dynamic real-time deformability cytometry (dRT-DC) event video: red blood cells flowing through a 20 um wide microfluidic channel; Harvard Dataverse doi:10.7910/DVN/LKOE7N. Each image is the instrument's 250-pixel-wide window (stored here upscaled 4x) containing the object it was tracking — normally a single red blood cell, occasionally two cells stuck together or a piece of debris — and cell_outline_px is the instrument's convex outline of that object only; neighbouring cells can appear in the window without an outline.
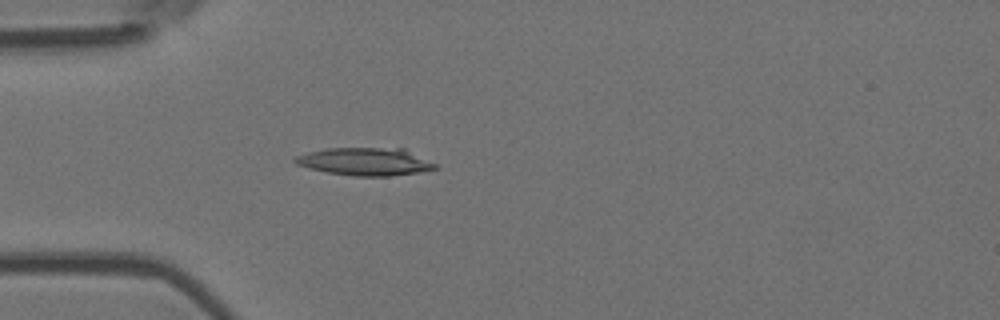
{"species": "Egyptian fruit bat (a non-hibernating species)", "species_latin": "Rousettus aegyptiacus", "temperature_condition": "room temperature", "stored_images_in_passage": 47, "camera_frame_rate_fps": 3000, "um_per_image_px": 0.085, "animal": {"sex": "female"}, "frame": {"image": 1, "passage_image": 8, "time_ms": 2.333, "image_size_px": [1000, 320], "cell_outline_px": [[440, 168], [416, 172], [388, 176], [352, 176], [328, 172], [308, 168], [296, 164], [292, 160], [296, 156], [308, 152], [328, 148], [404, 148], [436, 164]], "centroid_in_image_um": [31.03, 13.73], "position_along_channel_um": 54.0, "area_um2": 22.54}}
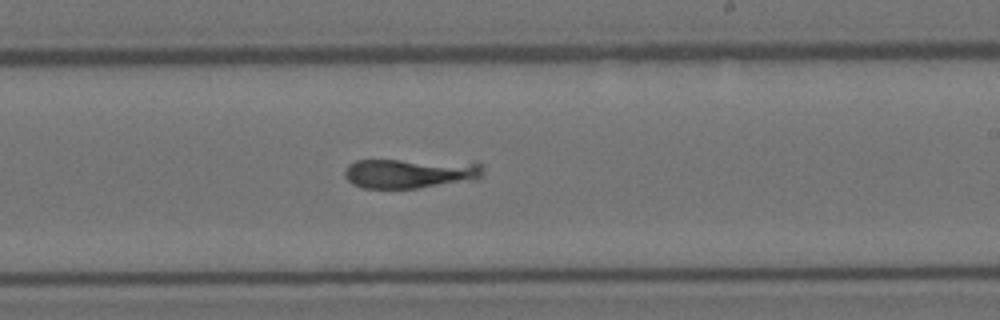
{"frame": {"image": 2, "passage_image": 25, "time_ms": 8.0, "image_size_px": [1000, 320], "cell_outline_px": [[484, 172], [476, 180], [416, 188], [364, 188], [352, 184], [344, 176], [344, 172], [348, 164], [356, 160], [476, 160], [484, 168]], "centroid_in_image_um": [34.95, 14.7], "position_along_channel_um": 254.1, "area_um2": 24.68}}
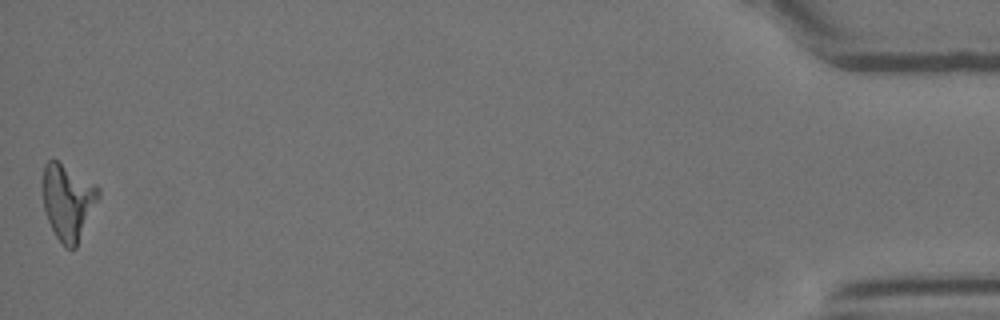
{"frame": {"image": 3, "passage_image": 47, "time_ms": 15.333, "image_size_px": [1000, 320], "cell_outline_px": [[100, 196], [76, 248], [64, 248], [56, 236], [48, 220], [44, 208], [44, 164], [48, 160], [56, 160], [96, 184], [100, 188]], "centroid_in_image_um": [5.8, 17.17], "position_along_channel_um": 429.4, "area_um2": 24.33}}